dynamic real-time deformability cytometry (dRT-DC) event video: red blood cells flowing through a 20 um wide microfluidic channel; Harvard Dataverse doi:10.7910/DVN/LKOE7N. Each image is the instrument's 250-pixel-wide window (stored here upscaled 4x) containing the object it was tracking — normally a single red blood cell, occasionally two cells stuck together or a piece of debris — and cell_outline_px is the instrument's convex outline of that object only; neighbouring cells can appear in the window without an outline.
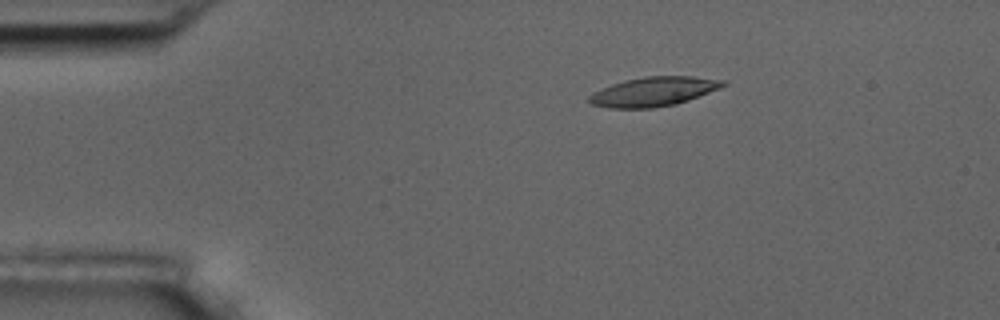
{"species": "common noctule bat (a hibernating species)", "species_latin": "Nyctalus noctula", "temperature_condition": "room temperature", "stored_images_in_passage": 9, "camera_frame_rate_fps": 3000, "um_per_image_px": 0.085, "animal": {"sex": "male", "body_mass_g": 17.5, "forearm_length_mm": 52.3}, "frame": {"image": 1, "passage_image": 1, "time_ms": 0.0, "image_size_px": [1000, 320], "cell_outline_px": [[728, 84], [720, 88], [688, 100], [676, 104], [652, 108], [608, 108], [592, 104], [588, 100], [588, 96], [612, 84], [624, 80], [644, 76], [692, 76], [724, 80]], "centroid_in_image_um": [55.58, 7.78], "position_along_channel_um": 29.4, "area_um2": 22.72}}
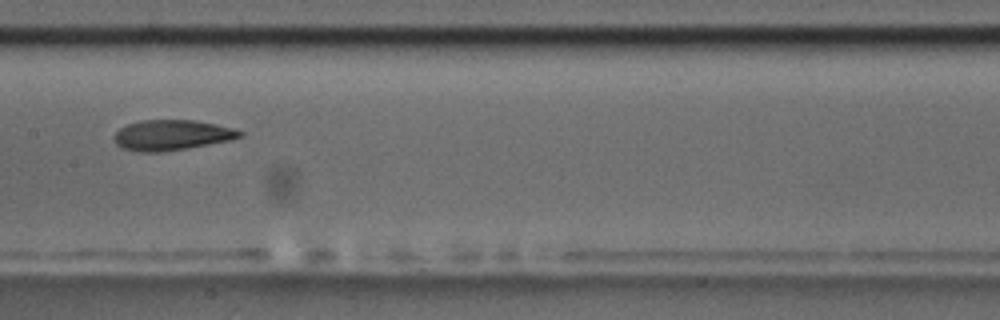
{"frame": {"image": 2, "passage_image": 6, "time_ms": 6.0, "image_size_px": [1000, 320], "cell_outline_px": [[244, 136], [232, 140], [188, 148], [160, 152], [140, 152], [120, 148], [116, 144], [112, 136], [120, 128], [128, 124], [140, 120], [196, 120], [216, 124], [232, 128], [244, 132]], "centroid_in_image_um": [14.6, 11.48], "position_along_channel_um": 192.8, "area_um2": 22.48}}
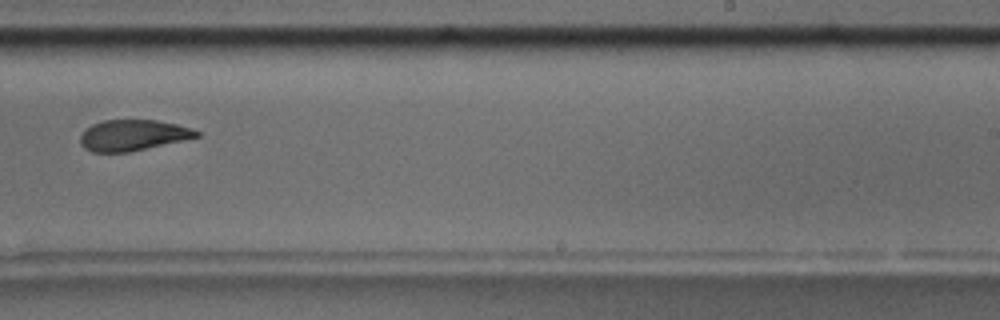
{"frame": {"image": 3, "passage_image": 8, "time_ms": 8.333, "image_size_px": [1000, 320], "cell_outline_px": [[200, 136], [128, 152], [92, 152], [84, 148], [80, 144], [80, 136], [92, 124], [104, 120], [156, 120], [176, 124], [192, 128], [200, 132]], "centroid_in_image_um": [11.28, 11.49], "position_along_channel_um": 277.7, "area_um2": 20.69}}